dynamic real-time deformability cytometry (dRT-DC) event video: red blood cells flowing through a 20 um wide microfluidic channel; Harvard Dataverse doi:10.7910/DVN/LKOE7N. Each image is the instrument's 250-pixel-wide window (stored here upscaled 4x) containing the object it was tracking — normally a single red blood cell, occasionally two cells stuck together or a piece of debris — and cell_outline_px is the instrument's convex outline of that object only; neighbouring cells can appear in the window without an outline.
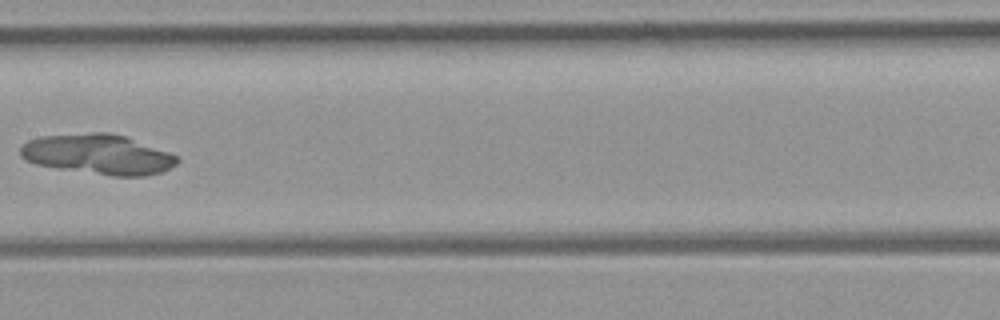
{"species": "common noctule bat (a hibernating species)", "species_latin": "Nyctalus noctula", "temperature_condition": "room temperature", "stored_images_in_passage": 7, "camera_frame_rate_fps": 3000, "um_per_image_px": 0.085, "animal": {"sex": "female", "body_mass_g": 21.9}, "frame": {"image": 1, "passage_image": 7, "time_ms": 7.667, "image_size_px": [1000, 320], "cell_outline_px": [[180, 160], [176, 164], [160, 172], [144, 176], [112, 176], [56, 168], [36, 164], [24, 160], [20, 156], [20, 148], [28, 140], [40, 136], [92, 132], [108, 132], [124, 136], [168, 152], [176, 156]], "centroid_in_image_um": [8.29, 13.12], "position_along_channel_um": 199.1, "area_um2": 36.47}}